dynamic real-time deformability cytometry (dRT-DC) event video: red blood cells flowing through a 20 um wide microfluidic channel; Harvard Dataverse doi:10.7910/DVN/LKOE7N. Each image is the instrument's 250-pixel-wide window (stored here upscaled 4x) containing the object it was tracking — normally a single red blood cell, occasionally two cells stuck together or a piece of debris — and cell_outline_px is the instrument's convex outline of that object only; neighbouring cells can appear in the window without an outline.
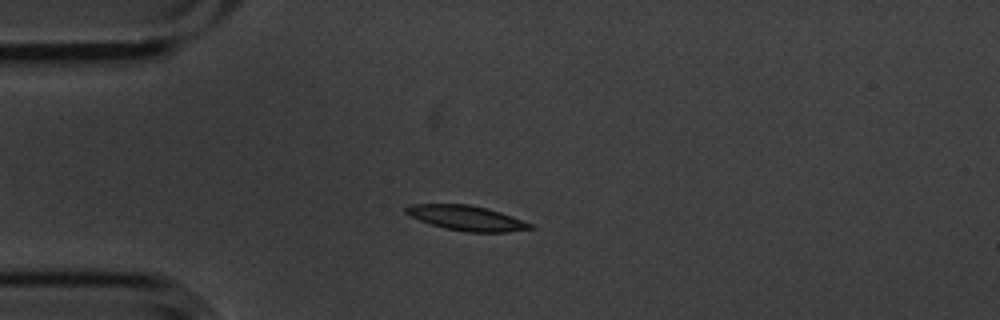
{"species": "common noctule bat (a hibernating species)", "species_latin": "Nyctalus noctula", "temperature_condition": "cold", "stored_images_in_passage": 12, "camera_frame_rate_fps": 3000, "um_per_image_px": 0.085, "animal": {"sex": "male", "body_mass_g": 20.1, "forearm_length_mm": 53.5}, "frame": {"image": 1, "passage_image": 3, "time_ms": 0.667, "image_size_px": [1000, 320], "cell_outline_px": [[536, 228], [508, 232], [468, 232], [444, 228], [420, 220], [404, 212], [404, 208], [408, 204], [468, 204], [500, 212], [512, 216], [532, 224]], "centroid_in_image_um": [39.66, 18.53], "position_along_channel_um": 45.3, "area_um2": 17.92}}
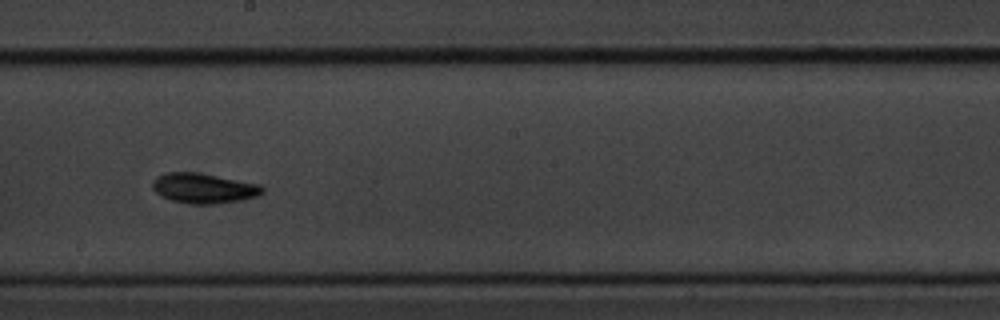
{"frame": {"image": 2, "passage_image": 8, "time_ms": 2.333, "image_size_px": [1000, 320], "cell_outline_px": [[264, 192], [256, 196], [244, 200], [212, 204], [192, 204], [172, 200], [160, 196], [152, 188], [152, 180], [156, 176], [164, 172], [196, 172], [260, 184], [264, 188]], "centroid_in_image_um": [17.29, 15.99], "position_along_channel_um": 230.9, "area_um2": 19.36}}
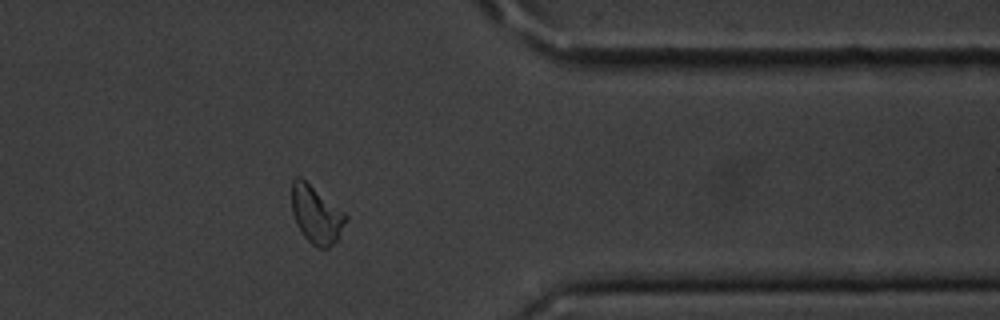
{"frame": {"image": 3, "passage_image": 12, "time_ms": 3.667, "image_size_px": [1000, 320], "cell_outline_px": [[348, 220], [336, 240], [328, 248], [316, 248], [304, 236], [296, 224], [292, 212], [292, 180], [296, 176], [300, 176], [344, 212], [348, 216]], "centroid_in_image_um": [26.87, 18.24], "position_along_channel_um": 384.5, "area_um2": 18.03}}